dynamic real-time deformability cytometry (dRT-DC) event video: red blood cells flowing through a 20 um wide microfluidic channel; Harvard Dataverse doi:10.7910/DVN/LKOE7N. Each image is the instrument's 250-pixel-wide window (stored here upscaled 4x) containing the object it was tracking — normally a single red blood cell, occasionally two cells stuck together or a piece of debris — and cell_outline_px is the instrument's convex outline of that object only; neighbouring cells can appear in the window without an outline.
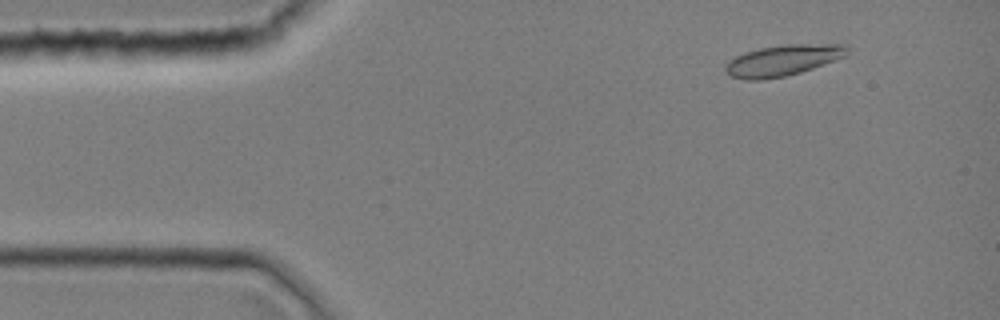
{"species": "common noctule bat (a hibernating species)", "species_latin": "Nyctalus noctula", "temperature_condition": "room temperature", "stored_images_in_passage": 44, "camera_frame_rate_fps": 3000, "um_per_image_px": 0.085, "animal": {"sex": "female", "body_mass_g": 19.0, "forearm_length_mm": 51.5}, "frame": {"image": 1, "passage_image": 5, "time_ms": 1.333, "image_size_px": [1000, 320], "cell_outline_px": [[848, 56], [800, 72], [784, 76], [760, 80], [744, 80], [732, 76], [724, 72], [724, 64], [728, 60], [744, 52], [760, 48], [784, 44], [848, 44]], "centroid_in_image_um": [66.53, 5.12], "position_along_channel_um": 18.5, "area_um2": 22.2}}
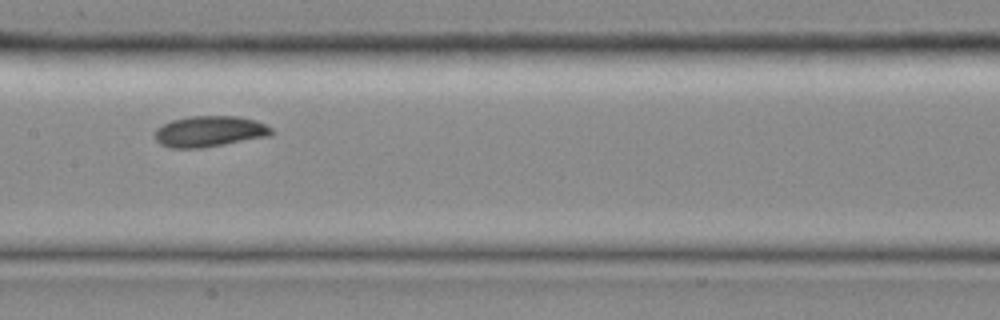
{"frame": {"image": 2, "passage_image": 22, "time_ms": 7.0, "image_size_px": [1000, 320], "cell_outline_px": [[272, 136], [204, 148], [168, 148], [160, 144], [152, 136], [156, 128], [160, 124], [172, 120], [192, 116], [236, 116], [256, 120], [272, 128]], "centroid_in_image_um": [17.78, 11.18], "position_along_channel_um": 189.6, "area_um2": 21.44}}
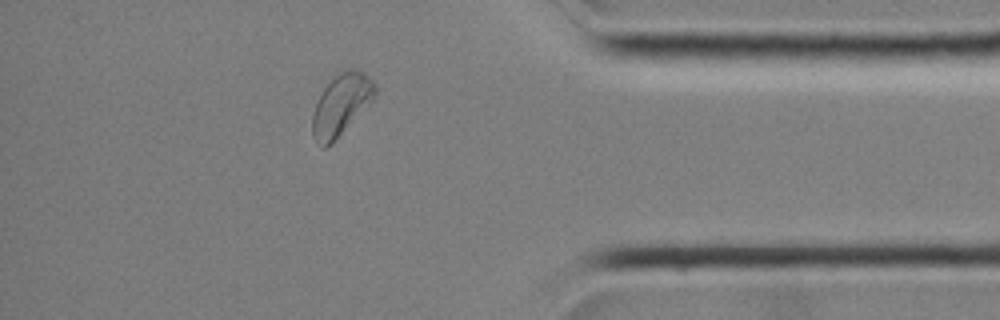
{"frame": {"image": 3, "passage_image": 38, "time_ms": 12.333, "image_size_px": [1000, 320], "cell_outline_px": [[376, 92], [372, 100], [332, 144], [324, 148], [320, 148], [312, 136], [312, 112], [324, 88], [340, 72], [348, 68], [352, 68], [364, 72], [376, 84]], "centroid_in_image_um": [28.98, 8.93], "position_along_channel_um": 406.2, "area_um2": 22.2}}